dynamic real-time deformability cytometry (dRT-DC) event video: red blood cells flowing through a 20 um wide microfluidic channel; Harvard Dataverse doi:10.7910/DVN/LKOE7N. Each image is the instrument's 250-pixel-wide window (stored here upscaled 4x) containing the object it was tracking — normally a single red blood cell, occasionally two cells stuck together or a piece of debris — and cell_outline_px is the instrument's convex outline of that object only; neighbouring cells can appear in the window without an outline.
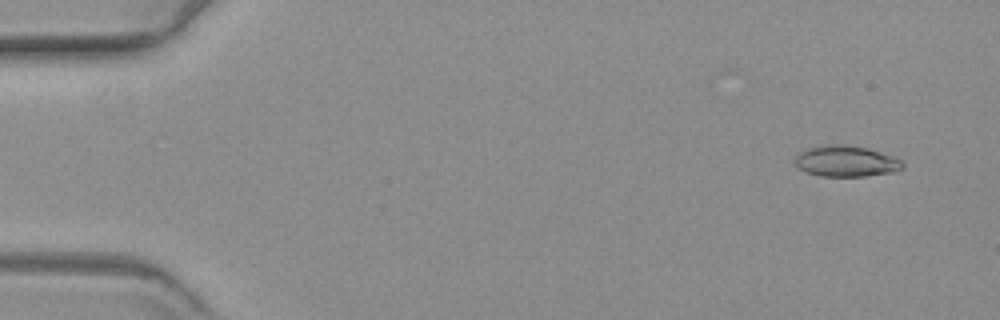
{"species": "common noctule bat (a hibernating species)", "species_latin": "Nyctalus noctula", "temperature_condition": "warm", "stored_images_in_passage": 39, "camera_frame_rate_fps": 3000, "um_per_image_px": 0.085, "animal": {"sex": "female", "body_mass_g": 19.3, "forearm_length_mm": 54.1}, "frame": {"image": 1, "passage_image": 4, "time_ms": 1.0, "image_size_px": [1000, 320], "cell_outline_px": [[904, 168], [892, 172], [864, 176], [820, 176], [808, 172], [800, 168], [796, 164], [796, 156], [800, 152], [808, 148], [832, 144], [844, 144], [868, 148], [892, 156], [900, 160], [904, 164]], "centroid_in_image_um": [71.94, 13.7], "position_along_channel_um": 13.1, "area_um2": 19.19}}
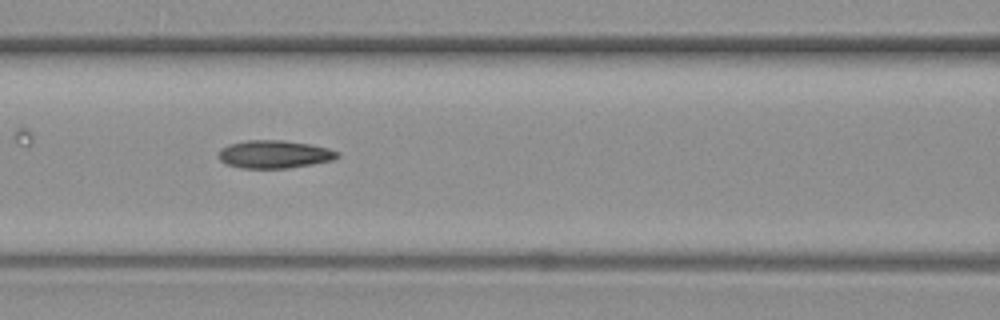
{"frame": {"image": 2, "passage_image": 26, "time_ms": 8.333, "image_size_px": [1000, 320], "cell_outline_px": [[340, 156], [332, 160], [312, 164], [288, 168], [240, 168], [224, 164], [220, 160], [220, 148], [228, 144], [244, 140], [284, 140], [312, 144], [328, 148], [340, 152]], "centroid_in_image_um": [23.32, 13.1], "position_along_channel_um": 143.3, "area_um2": 19.54}}
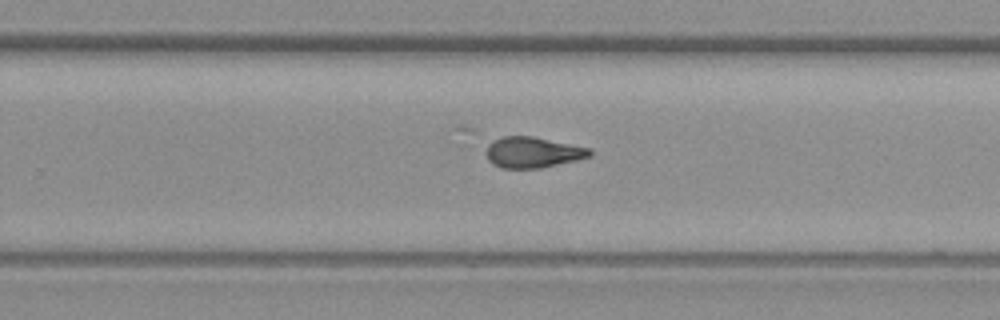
{"frame": {"image": 3, "passage_image": 38, "time_ms": 12.333, "image_size_px": [1000, 320], "cell_outline_px": [[592, 156], [576, 160], [540, 168], [500, 168], [492, 164], [488, 160], [488, 144], [500, 136], [532, 136], [592, 148]], "centroid_in_image_um": [45.31, 12.94], "position_along_channel_um": 284.5, "area_um2": 18.61}}